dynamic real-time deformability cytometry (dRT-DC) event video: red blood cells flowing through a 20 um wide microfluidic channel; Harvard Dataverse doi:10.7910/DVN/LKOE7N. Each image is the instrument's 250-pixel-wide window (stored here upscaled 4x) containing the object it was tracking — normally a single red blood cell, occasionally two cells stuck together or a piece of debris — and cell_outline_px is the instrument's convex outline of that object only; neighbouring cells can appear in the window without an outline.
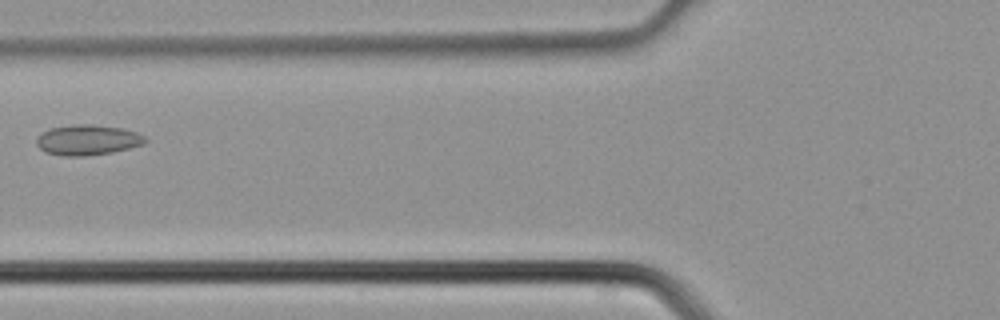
{"species": "common noctule bat (a hibernating species)", "species_latin": "Nyctalus noctula", "temperature_condition": "cold", "stored_images_in_passage": 4, "camera_frame_rate_fps": 3000, "um_per_image_px": 0.085, "animal": {"sex": "male", "body_mass_g": 21.5, "forearm_length_mm": 52.0}, "frame": {"image": 1, "passage_image": 4, "time_ms": 1.0, "image_size_px": [1000, 320], "cell_outline_px": [[148, 140], [144, 144], [112, 152], [84, 156], [64, 156], [44, 152], [36, 144], [36, 136], [48, 128], [76, 124], [92, 124], [124, 128], [136, 132], [144, 136]], "centroid_in_image_um": [7.42, 11.89], "position_along_channel_um": 118.4, "area_um2": 19.42}}